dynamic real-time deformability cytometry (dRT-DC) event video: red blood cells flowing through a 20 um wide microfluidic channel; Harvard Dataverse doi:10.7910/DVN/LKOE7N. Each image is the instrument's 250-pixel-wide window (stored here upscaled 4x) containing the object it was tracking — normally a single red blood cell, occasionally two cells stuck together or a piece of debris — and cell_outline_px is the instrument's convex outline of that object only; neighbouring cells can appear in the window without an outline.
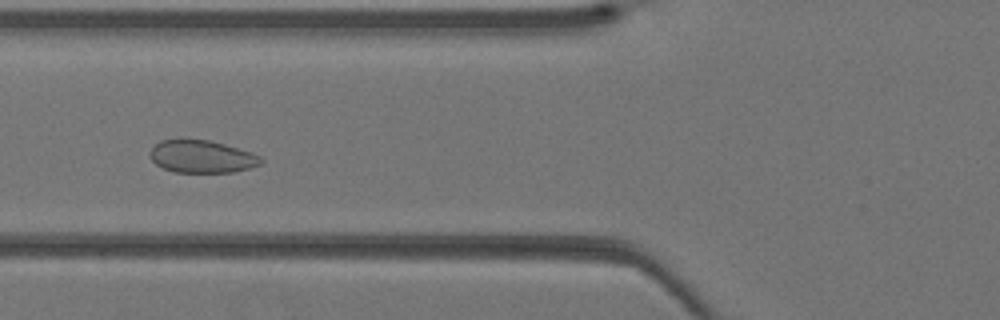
{"species": "Egyptian fruit bat (a non-hibernating species)", "species_latin": "Rousettus aegyptiacus", "temperature_condition": "warm", "stored_images_in_passage": 34, "camera_frame_rate_fps": 3000, "um_per_image_px": 0.085, "animal": {"sex": "female"}, "frame": {"image": 1, "passage_image": 9, "time_ms": 2.667, "image_size_px": [1000, 320], "cell_outline_px": [[264, 160], [260, 164], [248, 168], [232, 172], [172, 172], [156, 164], [152, 160], [152, 148], [160, 140], [208, 140], [224, 144], [252, 152], [260, 156]], "centroid_in_image_um": [17.19, 13.32], "position_along_channel_um": 108.6, "area_um2": 20.69}}
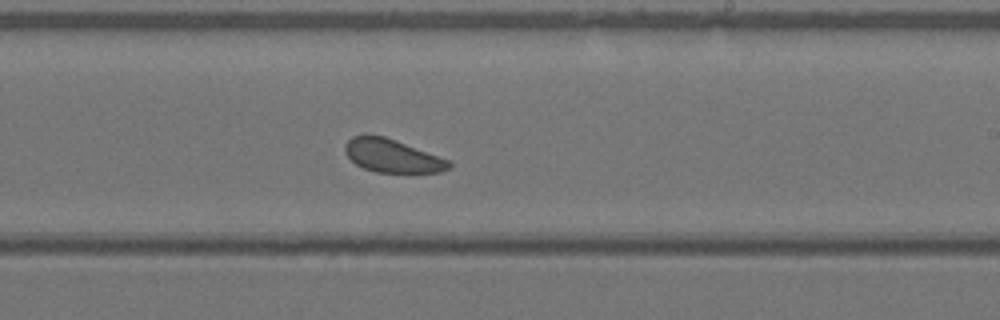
{"frame": {"image": 2, "passage_image": 18, "time_ms": 5.667, "image_size_px": [1000, 320], "cell_outline_px": [[452, 164], [448, 168], [440, 172], [376, 172], [364, 168], [356, 164], [344, 152], [344, 144], [352, 136], [384, 136], [448, 160]], "centroid_in_image_um": [33.29, 13.25], "position_along_channel_um": 255.7, "area_um2": 19.54}}
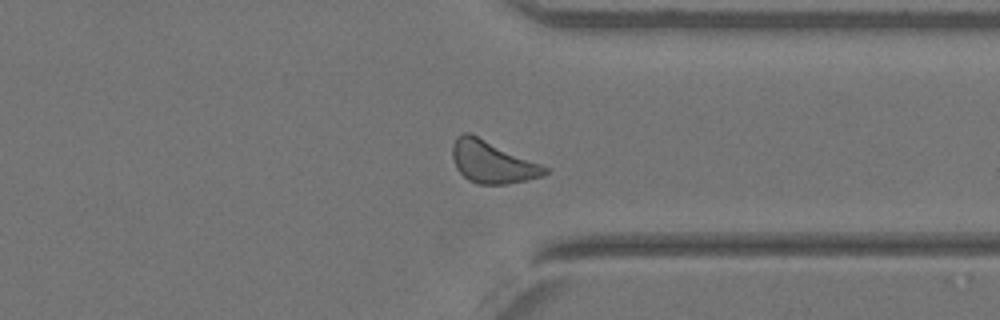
{"frame": {"image": 3, "passage_image": 25, "time_ms": 8.0, "image_size_px": [1000, 320], "cell_outline_px": [[548, 172], [544, 176], [504, 184], [476, 184], [468, 180], [456, 168], [452, 156], [452, 144], [456, 136], [464, 132], [468, 132], [540, 164], [548, 168]], "centroid_in_image_um": [41.79, 13.77], "position_along_channel_um": 369.6, "area_um2": 22.37}}